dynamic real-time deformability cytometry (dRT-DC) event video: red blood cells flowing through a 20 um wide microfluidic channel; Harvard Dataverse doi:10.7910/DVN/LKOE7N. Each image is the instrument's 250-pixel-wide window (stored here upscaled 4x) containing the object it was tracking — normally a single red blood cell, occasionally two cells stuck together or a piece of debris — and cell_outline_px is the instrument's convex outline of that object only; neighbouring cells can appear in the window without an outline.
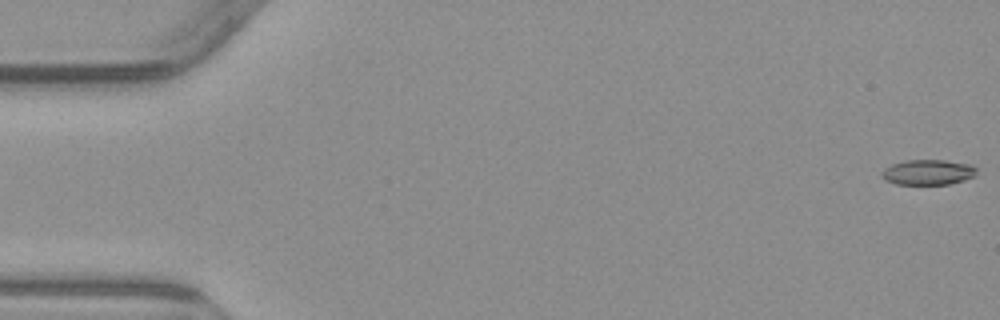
{"species": "common noctule bat (a hibernating species)", "species_latin": "Nyctalus noctula", "temperature_condition": "warm", "stored_images_in_passage": 5, "camera_frame_rate_fps": 3000, "um_per_image_px": 0.085, "animal": {"sex": "male", "body_mass_g": 23.1, "forearm_length_mm": 52.7}, "frame": {"image": 1, "passage_image": 1, "time_ms": 0.0, "image_size_px": [1000, 320], "cell_outline_px": [[976, 176], [964, 180], [948, 184], [896, 184], [884, 180], [880, 176], [880, 172], [884, 168], [892, 164], [908, 160], [944, 160], [972, 164], [976, 168]], "centroid_in_image_um": [78.87, 14.64], "position_along_channel_um": 6.1, "area_um2": 14.1}}
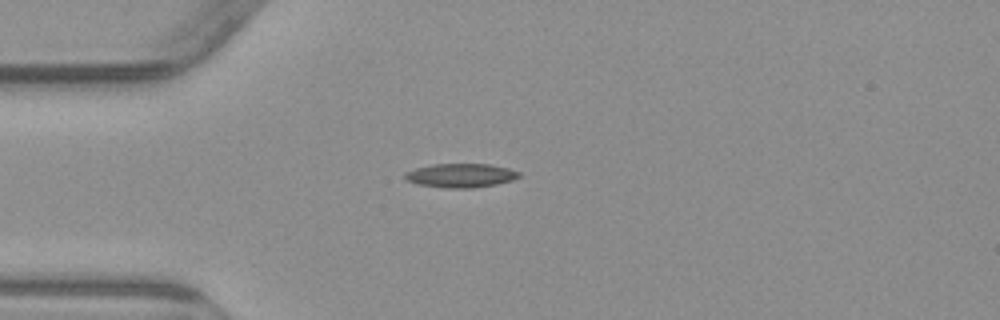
{"frame": {"image": 2, "passage_image": 5, "time_ms": 4.667, "image_size_px": [1000, 320], "cell_outline_px": [[520, 176], [512, 180], [496, 184], [472, 188], [448, 188], [420, 184], [408, 180], [404, 176], [404, 172], [416, 168], [432, 164], [488, 164], [508, 168], [520, 172]], "centroid_in_image_um": [39.18, 14.91], "position_along_channel_um": 45.8, "area_um2": 15.72}}